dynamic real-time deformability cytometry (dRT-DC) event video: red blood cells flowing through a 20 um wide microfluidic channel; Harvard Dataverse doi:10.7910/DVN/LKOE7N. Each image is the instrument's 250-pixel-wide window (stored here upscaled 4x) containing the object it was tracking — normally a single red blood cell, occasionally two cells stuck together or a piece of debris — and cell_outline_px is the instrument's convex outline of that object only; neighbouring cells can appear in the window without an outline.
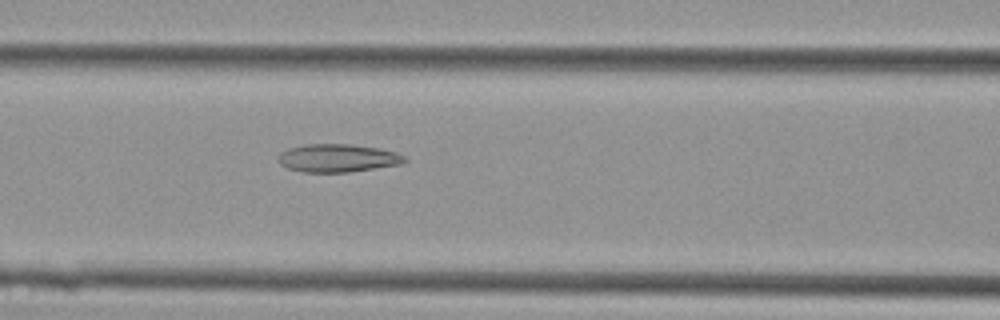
{"species": "Egyptian fruit bat (a non-hibernating species)", "species_latin": "Rousettus aegyptiacus", "temperature_condition": "cold", "stored_images_in_passage": 41, "camera_frame_rate_fps": 3000, "um_per_image_px": 0.085, "animal": {"sex": "female"}, "frame": {"image": 1, "passage_image": 16, "time_ms": 5.0, "image_size_px": [1000, 320], "cell_outline_px": [[408, 160], [400, 164], [348, 172], [300, 172], [288, 168], [280, 164], [276, 160], [280, 152], [288, 148], [304, 144], [348, 144], [380, 148], [396, 152], [408, 156]], "centroid_in_image_um": [28.69, 13.43], "position_along_channel_um": 137.9, "area_um2": 20.87}}
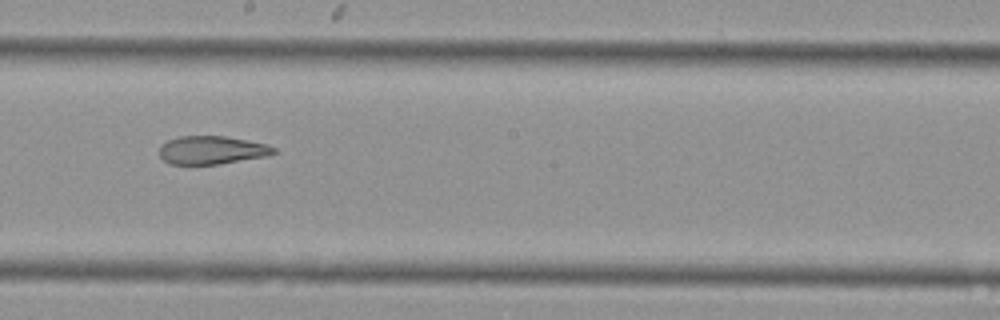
{"frame": {"image": 2, "passage_image": 22, "time_ms": 7.0, "image_size_px": [1000, 320], "cell_outline_px": [[276, 152], [264, 156], [216, 164], [168, 164], [160, 156], [160, 144], [168, 140], [180, 136], [224, 136], [268, 144], [276, 148]], "centroid_in_image_um": [17.97, 12.75], "position_along_channel_um": 230.2, "area_um2": 18.61}}
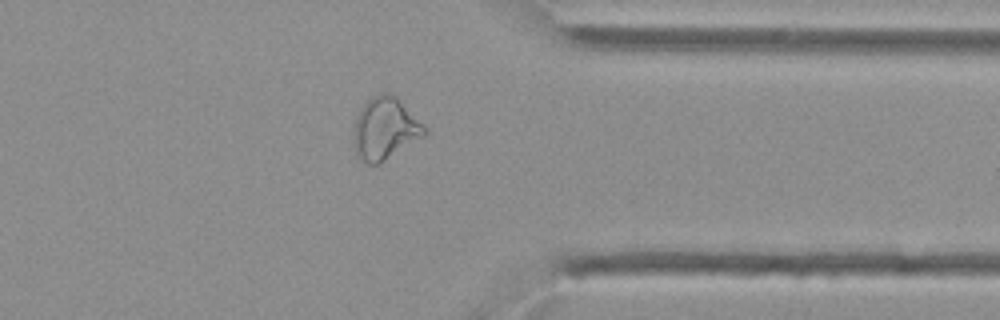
{"frame": {"image": 3, "passage_image": 32, "time_ms": 10.333, "image_size_px": [1000, 320], "cell_outline_px": [[428, 132], [424, 136], [380, 164], [368, 164], [360, 156], [356, 148], [352, 132], [356, 116], [360, 108], [372, 96], [380, 92], [388, 92], [396, 96], [428, 128]], "centroid_in_image_um": [32.75, 10.9], "position_along_channel_um": 378.6, "area_um2": 25.72}}